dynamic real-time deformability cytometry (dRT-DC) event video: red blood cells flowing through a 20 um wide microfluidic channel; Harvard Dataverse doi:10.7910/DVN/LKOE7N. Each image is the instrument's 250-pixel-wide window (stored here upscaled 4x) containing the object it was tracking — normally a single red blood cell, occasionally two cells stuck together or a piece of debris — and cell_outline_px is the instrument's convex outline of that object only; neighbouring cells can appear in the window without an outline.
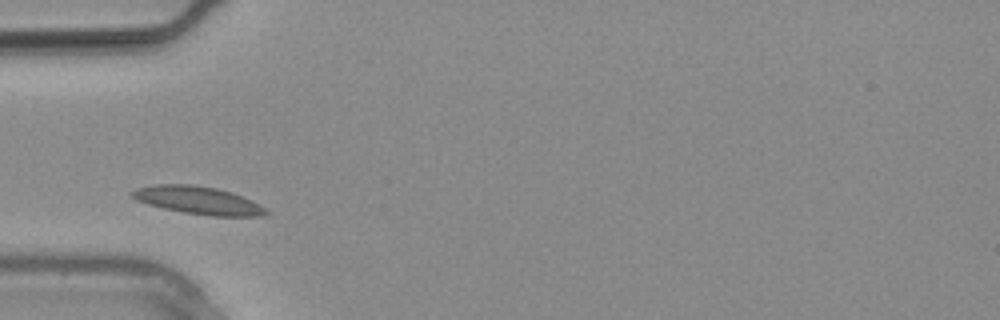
{"species": "common noctule bat (a hibernating species)", "species_latin": "Nyctalus noctula", "temperature_condition": "warm", "stored_images_in_passage": 5, "camera_frame_rate_fps": 3000, "um_per_image_px": 0.085, "animal": {"sex": "male", "body_mass_g": 20.4}, "frame": {"image": 1, "passage_image": 2, "time_ms": 0.333, "image_size_px": [1000, 320], "cell_outline_px": [[268, 212], [264, 216], [208, 216], [184, 212], [164, 208], [148, 204], [136, 200], [132, 196], [132, 192], [136, 188], [156, 184], [192, 184], [216, 188], [232, 192], [252, 200], [260, 204]], "centroid_in_image_um": [16.86, 17.02], "position_along_channel_um": 68.1, "area_um2": 21.62}}